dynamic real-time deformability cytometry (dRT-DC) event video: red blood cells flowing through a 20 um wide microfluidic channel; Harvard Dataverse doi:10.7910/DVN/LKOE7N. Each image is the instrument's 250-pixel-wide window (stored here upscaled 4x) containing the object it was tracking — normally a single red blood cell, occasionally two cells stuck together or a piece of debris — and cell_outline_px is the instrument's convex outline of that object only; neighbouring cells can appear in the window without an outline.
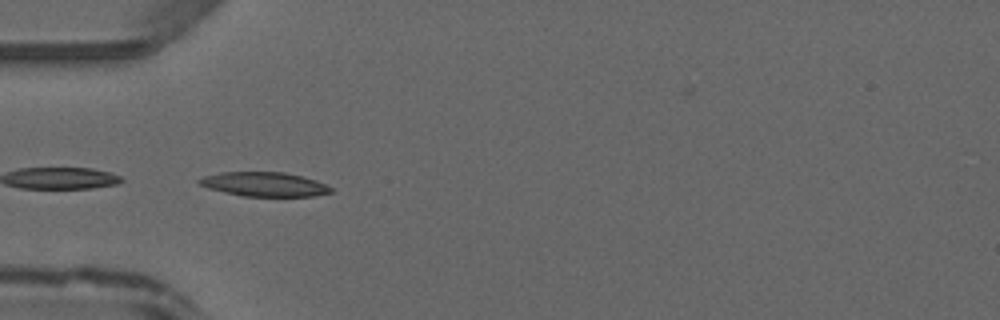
{"species": "common noctule bat (a hibernating species)", "species_latin": "Nyctalus noctula", "temperature_condition": "warm", "stored_images_in_passage": 46, "camera_frame_rate_fps": 3000, "um_per_image_px": 0.085, "animal": {"sex": "male", "forearm_length_mm": 52.5}, "frame": {"image": 1, "passage_image": 14, "time_ms": 4.333, "image_size_px": [1000, 320], "cell_outline_px": [[332, 192], [312, 196], [244, 196], [224, 192], [208, 188], [200, 184], [196, 180], [204, 176], [220, 172], [284, 172], [316, 180], [332, 188]], "centroid_in_image_um": [22.44, 15.66], "position_along_channel_um": 62.6, "area_um2": 18.44}}
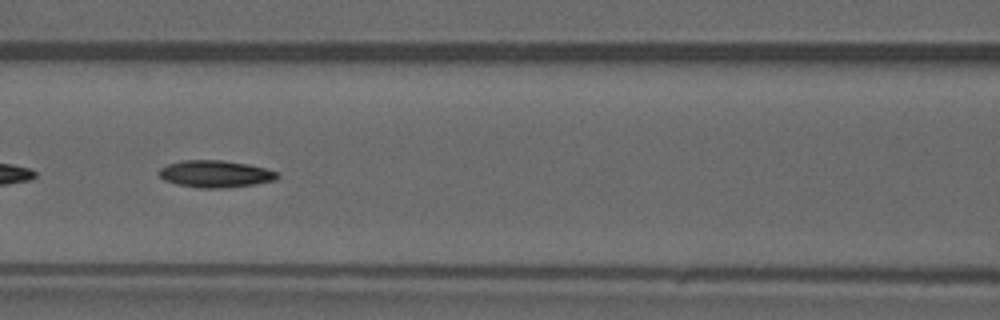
{"frame": {"image": 2, "passage_image": 20, "time_ms": 6.333, "image_size_px": [1000, 320], "cell_outline_px": [[280, 176], [276, 180], [256, 184], [224, 188], [200, 188], [176, 184], [164, 180], [156, 172], [160, 168], [168, 164], [184, 160], [224, 160], [248, 164], [264, 168], [276, 172]], "centroid_in_image_um": [18.29, 14.78], "position_along_channel_um": 148.3, "area_um2": 18.73}}